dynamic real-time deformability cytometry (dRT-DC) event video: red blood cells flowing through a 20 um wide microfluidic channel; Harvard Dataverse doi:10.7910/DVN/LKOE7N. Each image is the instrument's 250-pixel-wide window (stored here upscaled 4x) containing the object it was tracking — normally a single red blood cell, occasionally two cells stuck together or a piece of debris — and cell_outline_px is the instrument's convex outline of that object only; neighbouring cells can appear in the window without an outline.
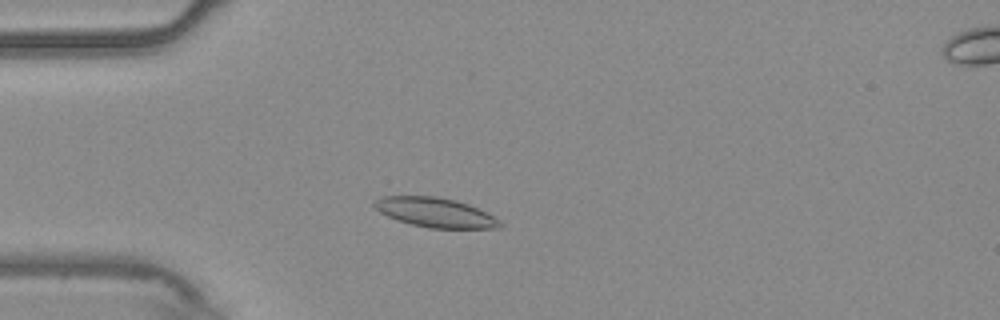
{"species": "common noctule bat (a hibernating species)", "species_latin": "Nyctalus noctula", "temperature_condition": "warm", "stored_images_in_passage": 52, "camera_frame_rate_fps": 3000, "um_per_image_px": 0.085, "animal": {"sex": "male", "body_mass_g": 20.4}, "frame": {"image": 1, "passage_image": 12, "time_ms": 3.667, "image_size_px": [1000, 320], "cell_outline_px": [[504, 224], [500, 228], [428, 228], [412, 224], [388, 216], [380, 212], [372, 204], [380, 196], [436, 196], [456, 200], [468, 204], [500, 220]], "centroid_in_image_um": [37.0, 18.06], "position_along_channel_um": 48.0, "area_um2": 21.39}}
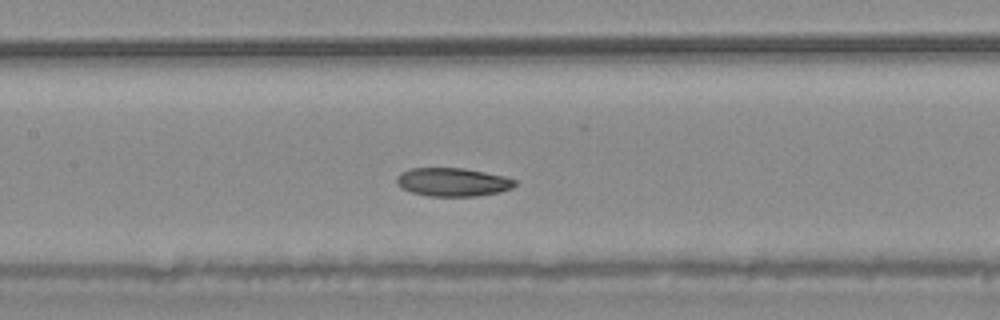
{"frame": {"image": 2, "passage_image": 23, "time_ms": 7.333, "image_size_px": [1000, 320], "cell_outline_px": [[516, 184], [512, 188], [500, 192], [476, 196], [428, 196], [412, 192], [396, 184], [396, 176], [400, 172], [412, 168], [464, 168], [504, 176], [516, 180]], "centroid_in_image_um": [38.48, 15.47], "position_along_channel_um": 168.9, "area_um2": 19.59}}
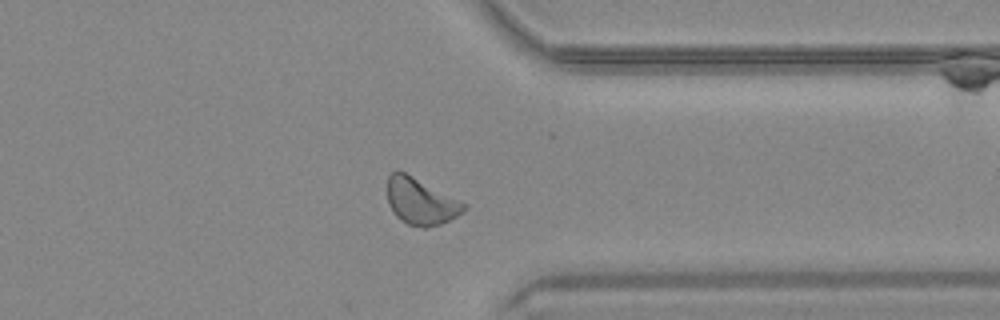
{"frame": {"image": 3, "passage_image": 40, "time_ms": 13.0, "image_size_px": [1000, 320], "cell_outline_px": [[468, 208], [464, 212], [440, 224], [424, 228], [408, 224], [400, 220], [392, 212], [388, 204], [388, 176], [396, 168], [468, 204]], "centroid_in_image_um": [35.76, 17.12], "position_along_channel_um": 375.6, "area_um2": 20.75}, "authors_computed_cell_mechanics": {"area_um2": 20.7213, "velocity_mm_per_s": 3.7044, "shape_relaxation_time_tau1_ms": 4.7484, "shape_relaxation_time_tau2_ms": null, "deformation_change_tau1": 0.0867, "deformation_change_tau2": null}}